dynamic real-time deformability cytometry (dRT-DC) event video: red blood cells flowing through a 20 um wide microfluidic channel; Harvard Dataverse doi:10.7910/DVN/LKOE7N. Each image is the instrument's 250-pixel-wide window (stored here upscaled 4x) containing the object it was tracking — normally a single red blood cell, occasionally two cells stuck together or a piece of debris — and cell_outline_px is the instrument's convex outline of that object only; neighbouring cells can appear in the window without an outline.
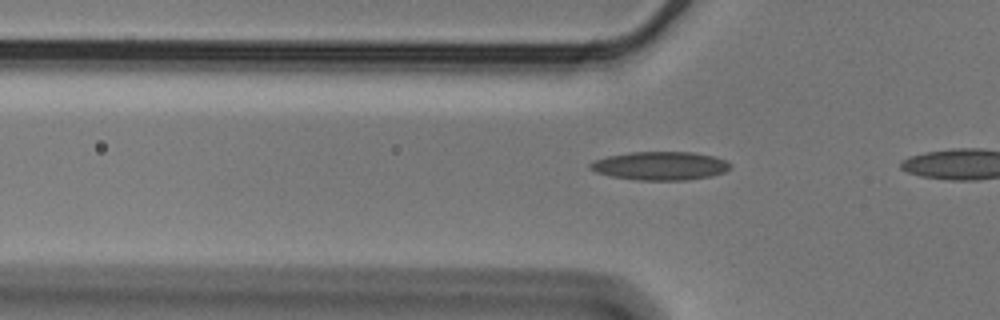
{"species": "Egyptian fruit bat (a non-hibernating species)", "species_latin": "Rousettus aegyptiacus", "temperature_condition": "cold", "stored_images_in_passage": 9, "camera_frame_rate_fps": 3000, "um_per_image_px": 0.085, "animal": {"sex": "male"}, "frame": {"image": 1, "passage_image": 7, "time_ms": 2.0, "image_size_px": [1000, 320], "cell_outline_px": [[732, 168], [724, 172], [708, 176], [684, 180], [640, 180], [612, 176], [596, 172], [588, 168], [588, 164], [592, 160], [608, 156], [628, 152], [692, 152], [712, 156], [724, 160], [732, 164]], "centroid_in_image_um": [56.08, 14.09], "position_along_channel_um": 69.7, "area_um2": 23.18}}